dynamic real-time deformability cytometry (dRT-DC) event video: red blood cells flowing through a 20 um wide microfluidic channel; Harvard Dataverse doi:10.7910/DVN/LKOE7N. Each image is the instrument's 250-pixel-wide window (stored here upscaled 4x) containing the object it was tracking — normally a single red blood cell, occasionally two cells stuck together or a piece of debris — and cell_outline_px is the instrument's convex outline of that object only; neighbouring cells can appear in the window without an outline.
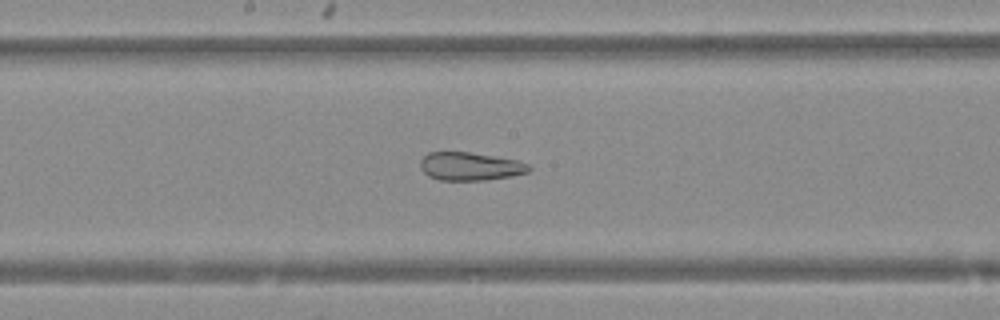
{"species": "Egyptian fruit bat (a non-hibernating species)", "species_latin": "Rousettus aegyptiacus", "temperature_condition": "warm", "stored_images_in_passage": 36, "camera_frame_rate_fps": 3000, "um_per_image_px": 0.085, "animal": {"sex": "female"}, "frame": {"image": 1, "passage_image": 20, "time_ms": 6.333, "image_size_px": [1000, 320], "cell_outline_px": [[532, 168], [528, 172], [512, 176], [484, 180], [440, 180], [428, 176], [420, 168], [420, 160], [428, 152], [468, 152], [516, 160], [528, 164]], "centroid_in_image_um": [39.94, 14.14], "position_along_channel_um": 208.3, "area_um2": 17.74}}
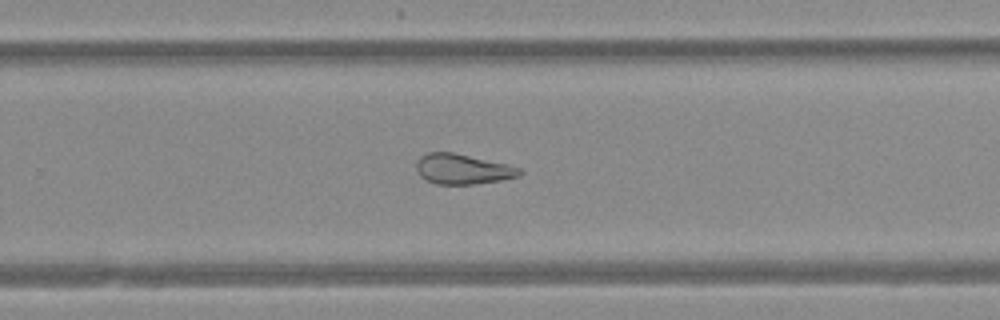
{"frame": {"image": 2, "passage_image": 26, "time_ms": 8.333, "image_size_px": [1000, 320], "cell_outline_px": [[524, 172], [520, 176], [500, 180], [476, 184], [436, 184], [420, 176], [416, 172], [416, 164], [420, 156], [428, 152], [452, 152], [508, 164], [520, 168]], "centroid_in_image_um": [39.33, 14.37], "position_along_channel_um": 290.5, "area_um2": 18.21}}
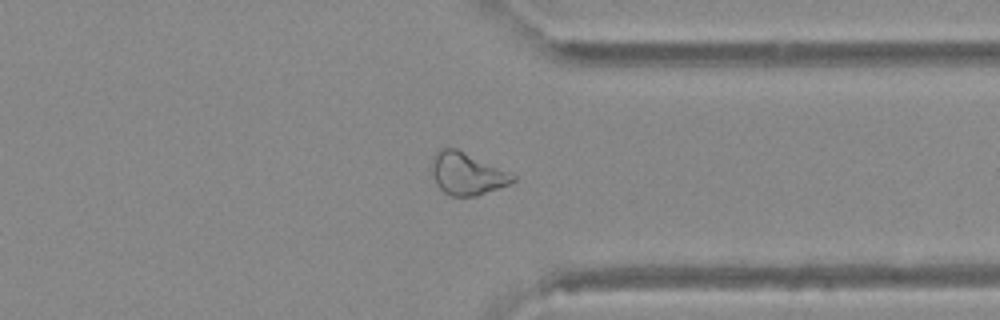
{"frame": {"image": 3, "passage_image": 32, "time_ms": 10.333, "image_size_px": [1000, 320], "cell_outline_px": [[516, 180], [508, 184], [476, 196], [452, 196], [444, 192], [436, 184], [432, 172], [432, 156], [440, 148], [456, 148], [508, 172], [516, 176]], "centroid_in_image_um": [39.65, 14.76], "position_along_channel_um": 371.7, "area_um2": 19.59}}